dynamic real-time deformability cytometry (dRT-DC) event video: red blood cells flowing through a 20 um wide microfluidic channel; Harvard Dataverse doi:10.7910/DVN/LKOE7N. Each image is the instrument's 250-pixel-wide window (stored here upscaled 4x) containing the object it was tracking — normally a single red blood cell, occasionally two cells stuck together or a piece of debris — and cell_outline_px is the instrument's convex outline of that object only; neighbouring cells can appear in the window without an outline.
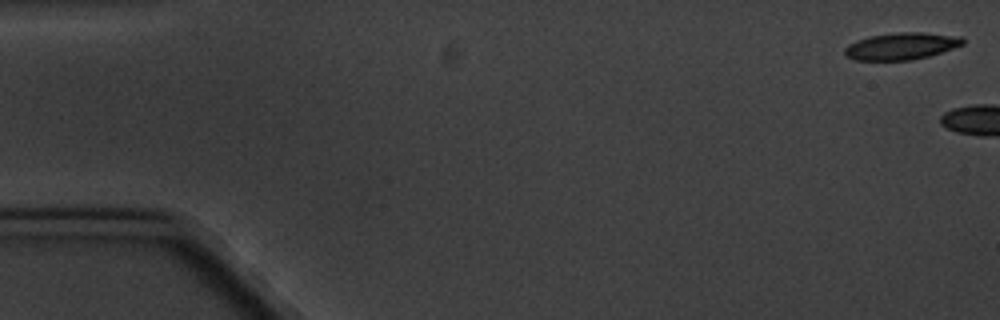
{"species": "common noctule bat (a hibernating species)", "species_latin": "Nyctalus noctula", "temperature_condition": "cold", "stored_images_in_passage": 2, "camera_frame_rate_fps": 3000, "um_per_image_px": 0.085, "animal": {"sex": "male", "body_mass_g": 20.1, "forearm_length_mm": 53.5}, "frame": {"image": 1, "passage_image": 1, "time_ms": 0.0, "image_size_px": [1000, 320], "cell_outline_px": [[964, 44], [928, 56], [912, 60], [856, 60], [848, 56], [844, 52], [844, 48], [848, 44], [856, 40], [872, 36], [900, 32], [920, 32], [960, 36], [964, 40]], "centroid_in_image_um": [76.61, 3.92], "position_along_channel_um": 8.4, "area_um2": 18.32}}